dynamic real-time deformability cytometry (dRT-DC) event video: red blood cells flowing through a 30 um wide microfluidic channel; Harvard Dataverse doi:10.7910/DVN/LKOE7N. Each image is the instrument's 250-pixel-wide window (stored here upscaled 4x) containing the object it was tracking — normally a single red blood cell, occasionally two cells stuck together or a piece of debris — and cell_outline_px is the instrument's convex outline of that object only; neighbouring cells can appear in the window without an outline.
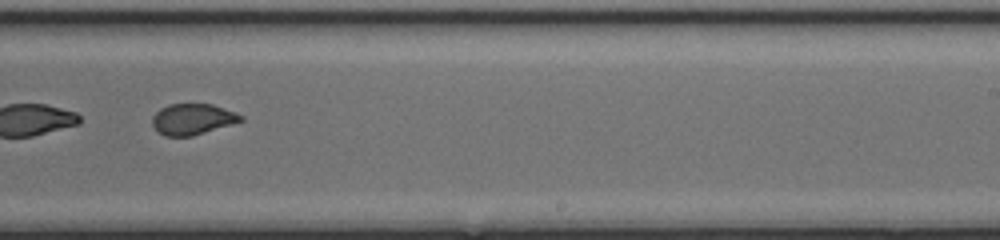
{"species": "common noctule bat (a hibernating species)", "species_latin": "Nyctalus noctula", "temperature_condition": "cold", "stored_images_in_passage": 38, "segment_of_instrument_passage": [2, 2], "camera_frame_rate_fps": 3000, "um_per_image_px": 0.085, "animal": {"sex": "female", "body_mass_g": 17.0, "forearm_length_mm": 48.0}, "frame": {"image": 1, "passage_image": 21, "time_ms": 6.667, "image_size_px": [1000, 240], "cell_outline_px": [[244, 120], [232, 124], [192, 136], [164, 136], [156, 132], [152, 124], [152, 116], [160, 108], [168, 104], [212, 104], [236, 112], [244, 116]], "centroid_in_image_um": [16.35, 10.13], "position_along_channel_um": 272.7, "area_um2": 16.13}}
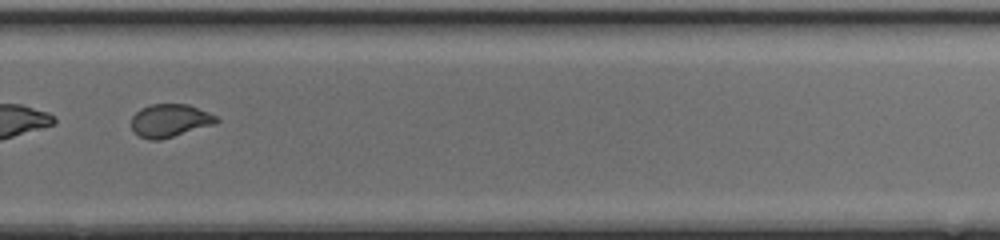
{"frame": {"image": 2, "passage_image": 24, "time_ms": 7.667, "image_size_px": [1000, 240], "cell_outline_px": [[220, 120], [216, 124], [160, 140], [148, 140], [132, 132], [132, 116], [140, 108], [152, 104], [188, 104], [208, 112], [216, 116]], "centroid_in_image_um": [14.44, 10.25], "position_along_channel_um": 315.4, "area_um2": 16.47}}
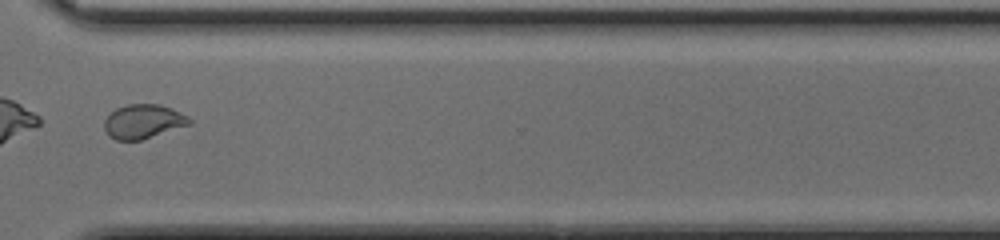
{"frame": {"image": 3, "passage_image": 27, "time_ms": 8.667, "image_size_px": [1000, 240], "cell_outline_px": [[192, 124], [140, 140], [116, 140], [108, 136], [104, 128], [104, 120], [116, 108], [128, 104], [160, 104], [172, 108], [188, 116], [192, 120]], "centroid_in_image_um": [12.19, 10.32], "position_along_channel_um": 358.4, "area_um2": 16.99}}